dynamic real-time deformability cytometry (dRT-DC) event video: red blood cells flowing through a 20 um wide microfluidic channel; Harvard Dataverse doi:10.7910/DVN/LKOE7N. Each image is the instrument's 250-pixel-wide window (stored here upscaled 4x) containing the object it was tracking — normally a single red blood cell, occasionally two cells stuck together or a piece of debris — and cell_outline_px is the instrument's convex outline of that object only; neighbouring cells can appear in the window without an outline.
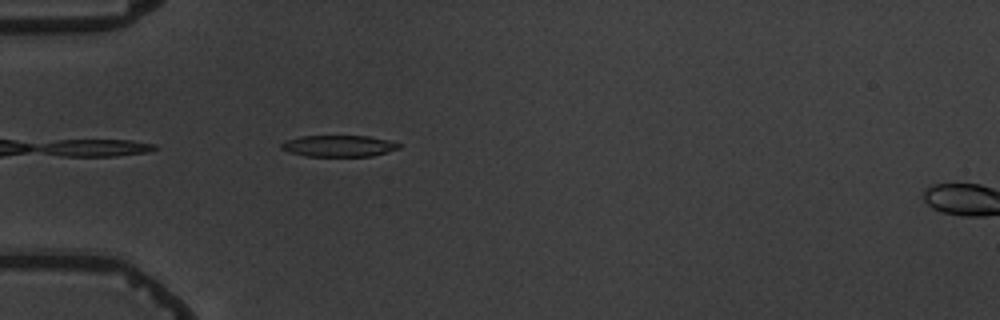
{"species": "common noctule bat (a hibernating species)", "species_latin": "Nyctalus noctula", "temperature_condition": "warm", "stored_images_in_passage": 2, "camera_frame_rate_fps": 3000, "um_per_image_px": 0.085, "animal": {"sex": "male", "body_mass_g": 19.5, "forearm_length_mm": 54.6}, "frame": {"image": 1, "passage_image": 1, "time_ms": 0.0, "image_size_px": [1000, 320], "cell_outline_px": [[400, 148], [372, 156], [308, 156], [292, 152], [280, 148], [280, 144], [284, 140], [300, 136], [368, 136], [388, 140], [400, 144]], "centroid_in_image_um": [28.78, 12.4], "position_along_channel_um": 56.2, "area_um2": 14.57}}